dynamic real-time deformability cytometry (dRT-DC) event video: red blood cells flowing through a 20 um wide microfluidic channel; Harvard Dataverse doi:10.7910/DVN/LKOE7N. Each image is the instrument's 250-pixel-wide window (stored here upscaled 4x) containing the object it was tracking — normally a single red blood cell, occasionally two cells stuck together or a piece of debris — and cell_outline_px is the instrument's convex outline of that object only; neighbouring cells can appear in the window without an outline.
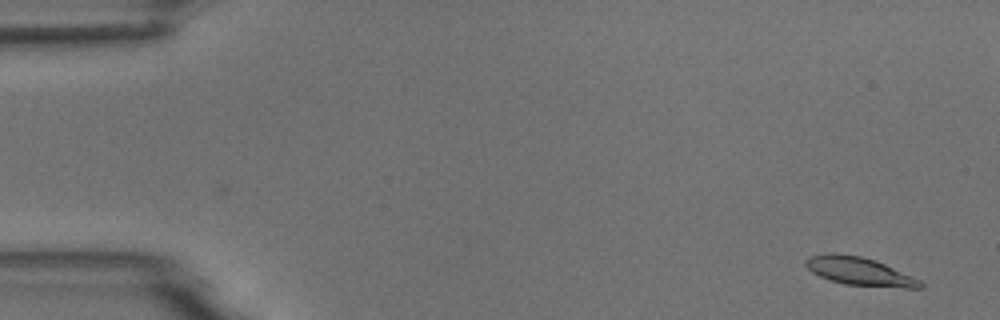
{"species": "common noctule bat (a hibernating species)", "species_latin": "Nyctalus noctula", "temperature_condition": "room temperature", "stored_images_in_passage": 5, "camera_frame_rate_fps": 3000, "um_per_image_px": 0.085, "animal": {"sex": "male", "body_mass_g": 18.8}, "frame": {"image": 1, "passage_image": 1, "time_ms": 0.0, "image_size_px": [1000, 320], "cell_outline_px": [[924, 288], [904, 288], [844, 284], [820, 276], [812, 272], [804, 264], [804, 260], [808, 256], [828, 252], [836, 252], [860, 256], [876, 260], [912, 276], [920, 280], [924, 284]], "centroid_in_image_um": [73.04, 23.04], "position_along_channel_um": 12.0, "area_um2": 18.96}}
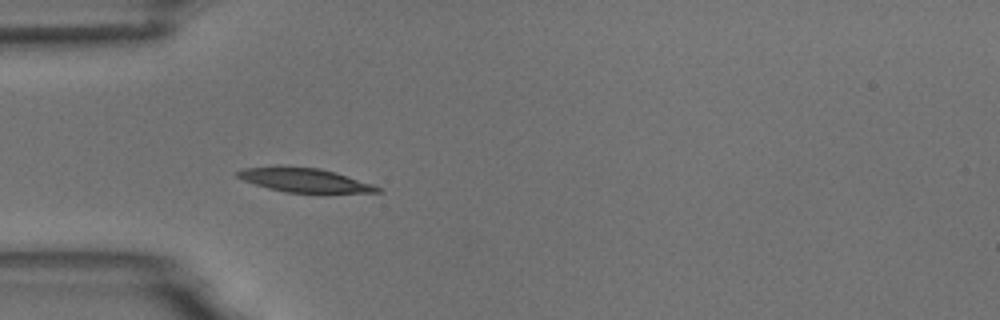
{"frame": {"image": 2, "passage_image": 5, "time_ms": 4.667, "image_size_px": [1000, 320], "cell_outline_px": [[384, 188], [380, 192], [320, 196], [284, 192], [268, 188], [244, 180], [236, 176], [236, 172], [244, 168], [276, 164], [320, 168], [336, 172]], "centroid_in_image_um": [25.96, 15.34], "position_along_channel_um": 59.0, "area_um2": 21.15}}